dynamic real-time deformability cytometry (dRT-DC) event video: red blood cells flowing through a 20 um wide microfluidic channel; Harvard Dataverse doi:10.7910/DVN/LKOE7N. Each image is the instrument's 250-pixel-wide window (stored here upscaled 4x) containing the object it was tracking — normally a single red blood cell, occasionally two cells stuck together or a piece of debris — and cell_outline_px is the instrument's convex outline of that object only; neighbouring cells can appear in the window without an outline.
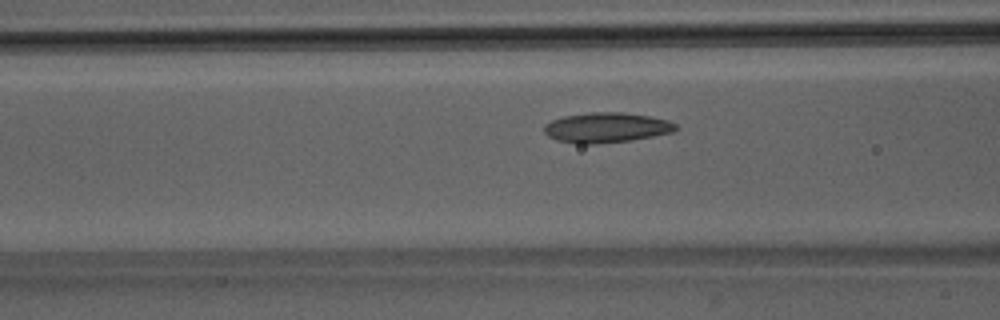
{"species": "Egyptian fruit bat (a non-hibernating species)", "species_latin": "Rousettus aegyptiacus", "temperature_condition": "room temperature", "stored_images_in_passage": 46, "camera_frame_rate_fps": 3000, "um_per_image_px": 0.085, "animal": {"sex": "male"}, "frame": {"image": 1, "passage_image": 15, "time_ms": 4.667, "image_size_px": [1000, 320], "cell_outline_px": [[680, 128], [676, 132], [632, 140], [596, 144], [576, 144], [556, 140], [548, 136], [544, 132], [544, 124], [552, 120], [564, 116], [592, 112], [624, 112], [648, 116], [668, 120], [676, 124]], "centroid_in_image_um": [51.57, 10.85], "position_along_channel_um": 115.0, "area_um2": 23.35}}
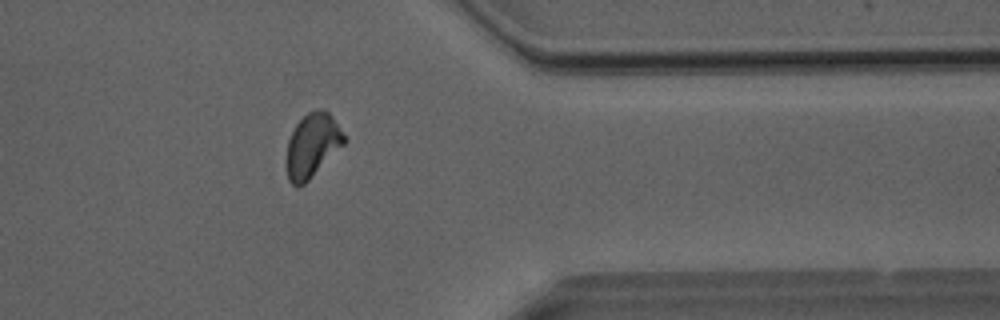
{"frame": {"image": 2, "passage_image": 36, "time_ms": 11.667, "image_size_px": [1000, 320], "cell_outline_px": [[348, 140], [304, 184], [292, 184], [288, 180], [284, 164], [284, 160], [288, 140], [296, 124], [308, 112], [316, 108], [324, 108], [332, 116]], "centroid_in_image_um": [26.52, 12.34], "position_along_channel_um": 384.9, "area_um2": 21.62}}
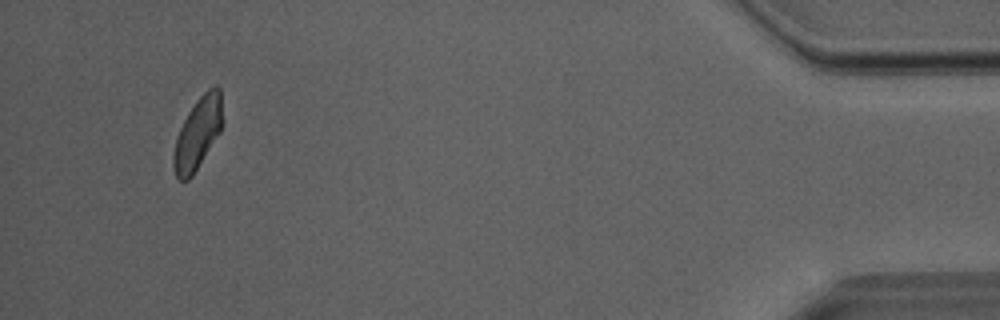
{"frame": {"image": 3, "passage_image": 43, "time_ms": 14.0, "image_size_px": [1000, 320], "cell_outline_px": [[224, 120], [220, 132], [192, 176], [188, 180], [180, 180], [176, 176], [172, 164], [172, 156], [176, 140], [180, 128], [188, 112], [196, 100], [208, 88], [216, 84], [220, 88]], "centroid_in_image_um": [16.83, 11.3], "position_along_channel_um": 418.4, "area_um2": 20.58}, "authors_computed_cell_mechanics": {"area_um2": 21.5305, "velocity_mm_per_s": 4.0311, "shape_relaxation_time_tau1_ms": 5.1061, "shape_relaxation_time_tau2_ms": 3.4449, "deformation_change_tau1": 0.1325, "deformation_change_tau2": 0.0736}}